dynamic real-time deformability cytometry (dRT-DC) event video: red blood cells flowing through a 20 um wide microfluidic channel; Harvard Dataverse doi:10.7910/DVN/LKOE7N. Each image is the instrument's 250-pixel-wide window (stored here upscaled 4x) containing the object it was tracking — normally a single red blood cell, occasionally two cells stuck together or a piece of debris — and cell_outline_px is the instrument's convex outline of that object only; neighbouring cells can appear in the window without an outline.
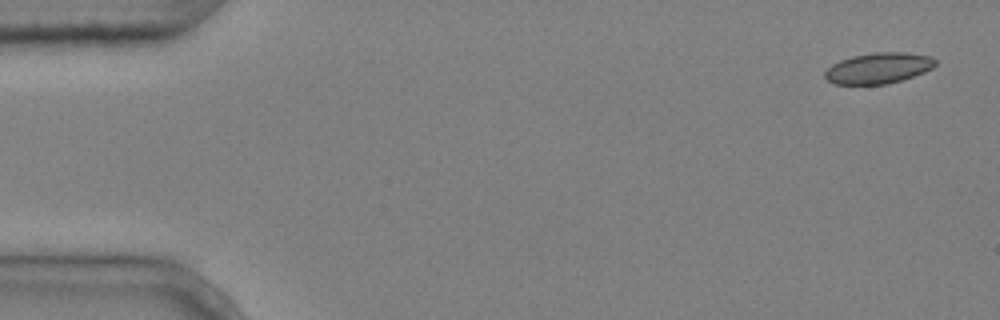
{"species": "common noctule bat (a hibernating species)", "species_latin": "Nyctalus noctula", "temperature_condition": "cold", "stored_images_in_passage": 6, "camera_frame_rate_fps": 3000, "um_per_image_px": 0.085, "animal": {"sex": "male", "body_mass_g": 20.4}, "frame": {"image": 1, "passage_image": 1, "time_ms": 0.0, "image_size_px": [1000, 320], "cell_outline_px": [[936, 64], [932, 68], [924, 72], [888, 84], [832, 84], [824, 76], [824, 72], [832, 64], [840, 60], [852, 56], [872, 52], [908, 52], [932, 56], [936, 60]], "centroid_in_image_um": [74.67, 5.78], "position_along_channel_um": 10.3, "area_um2": 19.94}}
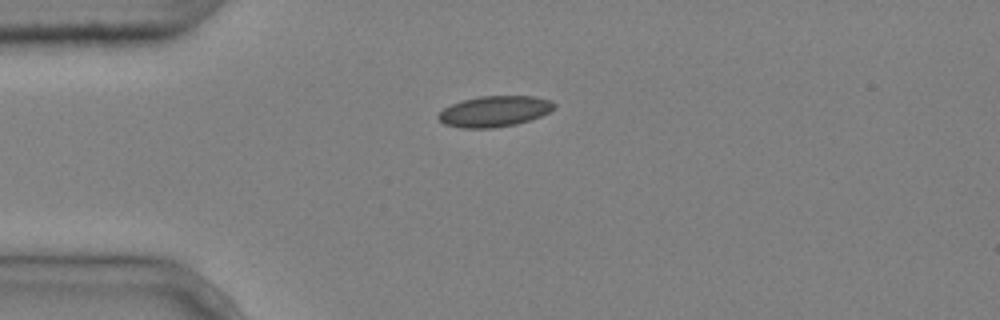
{"frame": {"image": 2, "passage_image": 4, "time_ms": 1.0, "image_size_px": [1000, 320], "cell_outline_px": [[556, 108], [540, 116], [516, 124], [492, 128], [460, 128], [444, 124], [436, 116], [444, 108], [452, 104], [464, 100], [480, 96], [536, 96], [552, 100], [556, 104]], "centroid_in_image_um": [42.05, 9.46], "position_along_channel_um": 43.0, "area_um2": 20.81}}